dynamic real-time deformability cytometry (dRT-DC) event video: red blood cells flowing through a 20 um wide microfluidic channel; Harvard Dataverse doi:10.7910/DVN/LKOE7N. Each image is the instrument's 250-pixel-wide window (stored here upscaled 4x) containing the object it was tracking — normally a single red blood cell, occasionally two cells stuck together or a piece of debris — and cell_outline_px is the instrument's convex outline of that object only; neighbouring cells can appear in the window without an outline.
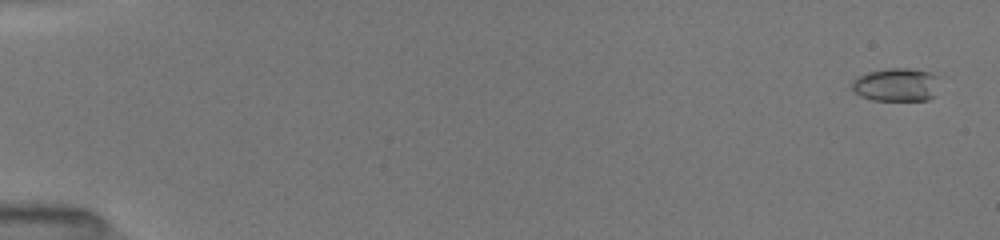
{"species": "common noctule bat (a hibernating species)", "species_latin": "Nyctalus noctula", "temperature_condition": "room temperature", "stored_images_in_passage": 19, "camera_frame_rate_fps": 3000, "um_per_image_px": 0.085, "animal": {"sex": "female", "body_mass_g": 19.5, "forearm_length_mm": 54.1}, "frame": {"image": 1, "passage_image": 2, "time_ms": 0.333, "image_size_px": [1000, 240], "cell_outline_px": [[936, 96], [928, 100], [872, 100], [860, 96], [852, 88], [852, 80], [856, 76], [868, 72], [888, 68], [908, 68], [932, 72], [936, 76]], "centroid_in_image_um": [76.17, 7.2], "position_along_channel_um": 8.8, "area_um2": 17.05}}
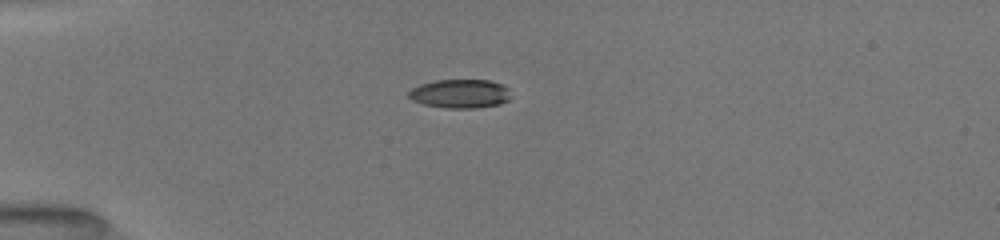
{"frame": {"image": 2, "passage_image": 15, "time_ms": 4.667, "image_size_px": [1000, 240], "cell_outline_px": [[508, 100], [500, 104], [476, 108], [448, 108], [424, 104], [412, 100], [408, 96], [408, 92], [412, 88], [420, 84], [436, 80], [488, 80], [504, 84], [508, 88]], "centroid_in_image_um": [39.1, 7.96], "position_along_channel_um": 45.9, "area_um2": 17.11}}
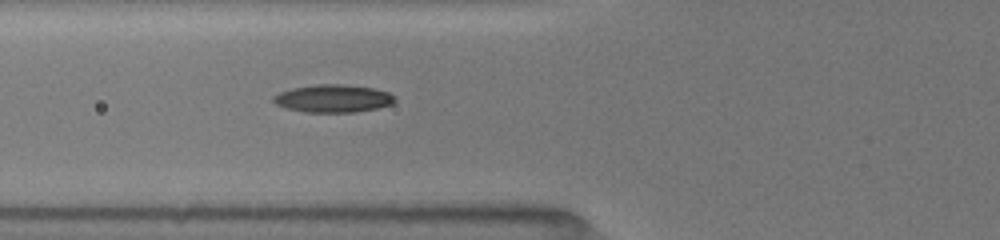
{"frame": {"image": 3, "passage_image": 19, "time_ms": 6.667, "image_size_px": [1000, 240], "cell_outline_px": [[396, 100], [392, 104], [376, 108], [356, 112], [304, 112], [288, 108], [276, 104], [272, 100], [272, 96], [280, 92], [292, 88], [316, 84], [340, 84], [372, 88], [388, 92], [396, 96]], "centroid_in_image_um": [28.32, 8.37], "position_along_channel_um": 97.5, "area_um2": 19.59}}